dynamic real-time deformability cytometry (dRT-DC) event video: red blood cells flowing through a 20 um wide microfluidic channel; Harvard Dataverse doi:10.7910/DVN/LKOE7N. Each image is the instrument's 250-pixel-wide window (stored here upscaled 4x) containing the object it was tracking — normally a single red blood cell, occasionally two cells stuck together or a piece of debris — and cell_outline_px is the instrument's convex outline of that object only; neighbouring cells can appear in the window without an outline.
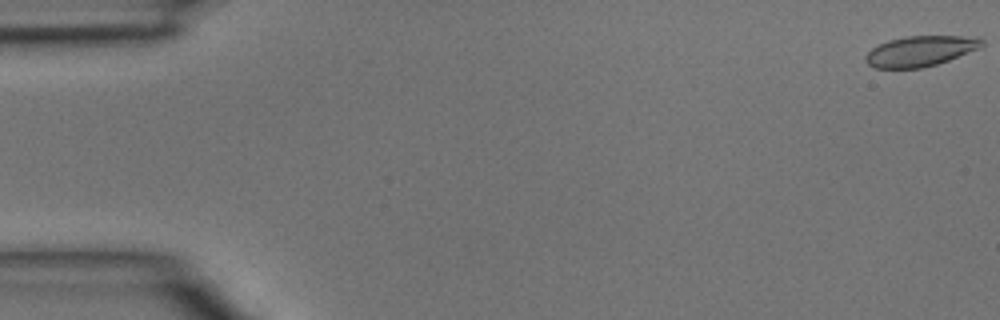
{"species": "common noctule bat (a hibernating species)", "species_latin": "Nyctalus noctula", "temperature_condition": "room temperature", "stored_images_in_passage": 46, "camera_frame_rate_fps": 3000, "um_per_image_px": 0.085, "animal": {"sex": "male", "body_mass_g": 15.6}, "frame": {"image": 1, "passage_image": 1, "time_ms": 0.0, "image_size_px": [1000, 320], "cell_outline_px": [[984, 44], [980, 48], [948, 60], [936, 64], [920, 68], [876, 68], [868, 64], [864, 60], [864, 56], [872, 48], [888, 40], [908, 36], [976, 36], [984, 40]], "centroid_in_image_um": [78.24, 4.33], "position_along_channel_um": 6.8, "area_um2": 20.58}}
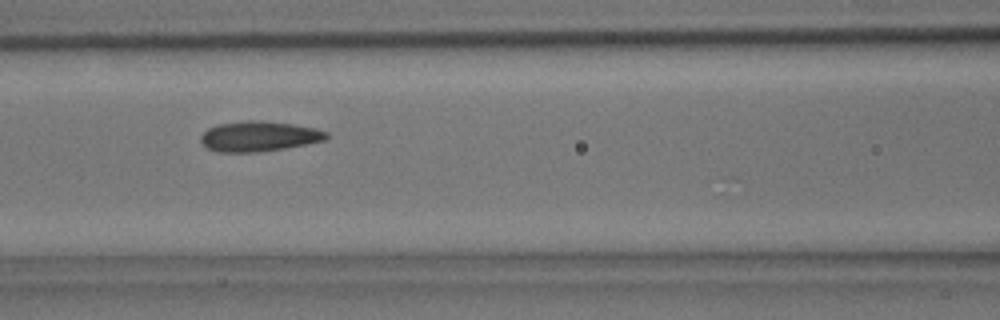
{"frame": {"image": 2, "passage_image": 20, "time_ms": 6.333, "image_size_px": [1000, 320], "cell_outline_px": [[328, 136], [324, 140], [308, 144], [260, 152], [220, 152], [208, 148], [200, 140], [200, 136], [208, 128], [216, 124], [244, 120], [260, 120], [292, 124], [316, 128], [328, 132]], "centroid_in_image_um": [22.01, 11.58], "position_along_channel_um": 144.6, "area_um2": 22.2}}
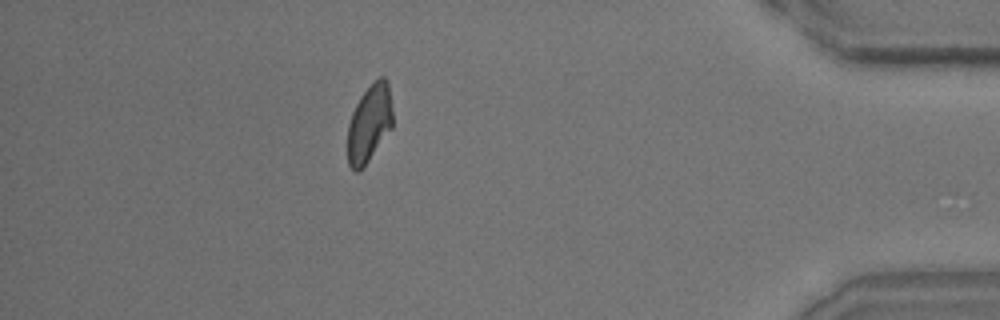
{"frame": {"image": 3, "passage_image": 41, "time_ms": 13.333, "image_size_px": [1000, 320], "cell_outline_px": [[392, 128], [368, 160], [356, 172], [348, 164], [348, 124], [352, 112], [360, 96], [380, 76], [384, 76], [388, 80], [392, 108]], "centroid_in_image_um": [31.4, 10.45], "position_along_channel_um": 403.8, "area_um2": 20.06}}